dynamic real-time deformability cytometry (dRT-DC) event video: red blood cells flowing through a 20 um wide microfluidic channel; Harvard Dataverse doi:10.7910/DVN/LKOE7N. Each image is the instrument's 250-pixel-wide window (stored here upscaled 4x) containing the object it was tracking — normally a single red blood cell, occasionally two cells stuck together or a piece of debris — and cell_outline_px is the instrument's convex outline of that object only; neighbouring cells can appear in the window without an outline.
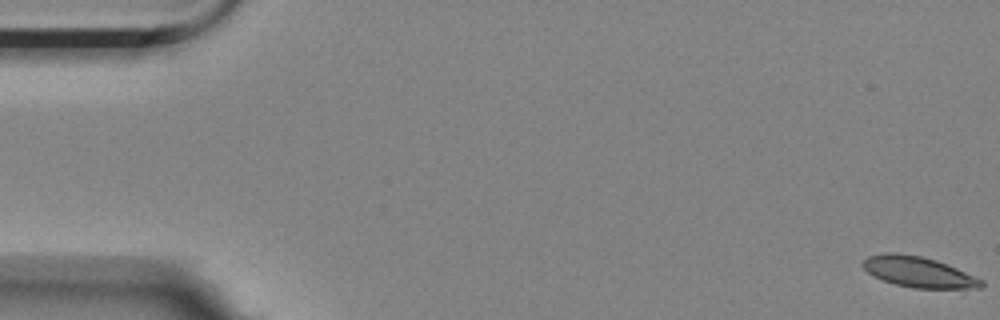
{"species": "Egyptian fruit bat (a non-hibernating species)", "species_latin": "Rousettus aegyptiacus", "temperature_condition": "room temperature", "stored_images_in_passage": 7, "camera_frame_rate_fps": 3000, "um_per_image_px": 0.085, "animal": {"sex": "female"}, "frame": {"image": 1, "passage_image": 1, "time_ms": 0.0, "image_size_px": [1000, 320], "cell_outline_px": [[984, 288], [912, 288], [896, 284], [884, 280], [868, 272], [860, 264], [868, 256], [888, 252], [896, 252], [920, 256], [936, 260], [956, 268], [984, 280]], "centroid_in_image_um": [78.09, 23.11], "position_along_channel_um": 6.9, "area_um2": 20.98}}
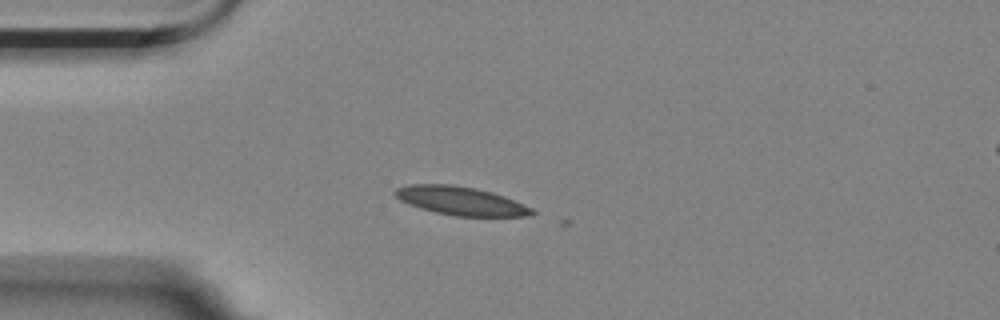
{"frame": {"image": 2, "passage_image": 5, "time_ms": 1.333, "image_size_px": [1000, 320], "cell_outline_px": [[536, 212], [532, 216], [452, 216], [420, 208], [408, 204], [400, 200], [392, 192], [396, 188], [408, 184], [452, 184], [476, 188], [492, 192], [504, 196], [532, 208]], "centroid_in_image_um": [39.14, 17.07], "position_along_channel_um": 45.9, "area_um2": 22.83}}